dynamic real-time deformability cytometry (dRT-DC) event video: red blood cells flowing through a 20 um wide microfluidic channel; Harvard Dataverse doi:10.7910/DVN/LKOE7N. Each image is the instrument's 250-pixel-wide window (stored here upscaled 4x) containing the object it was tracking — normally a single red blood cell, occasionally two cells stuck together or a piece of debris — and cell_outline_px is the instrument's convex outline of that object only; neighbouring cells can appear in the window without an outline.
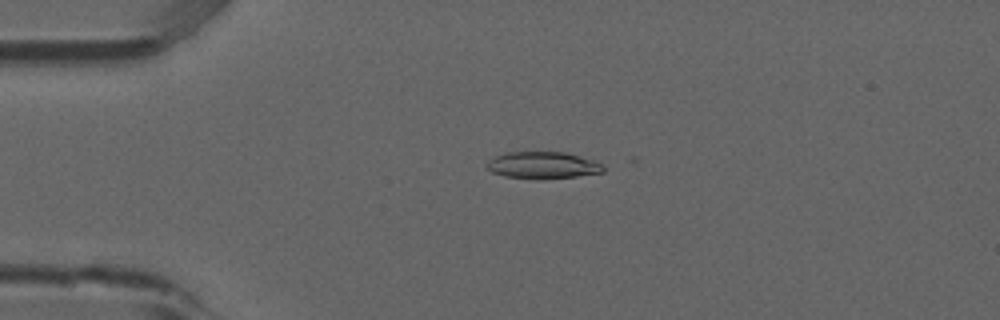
{"species": "common noctule bat (a hibernating species)", "species_latin": "Nyctalus noctula", "temperature_condition": "room temperature", "stored_images_in_passage": 5, "camera_frame_rate_fps": 3000, "um_per_image_px": 0.085, "animal": {"sex": "male", "forearm_length_mm": 52.5}, "frame": {"image": 1, "passage_image": 4, "time_ms": 1.0, "image_size_px": [1000, 320], "cell_outline_px": [[604, 172], [576, 176], [540, 180], [536, 180], [504, 176], [492, 172], [484, 164], [488, 160], [504, 152], [564, 152], [580, 156], [604, 164]], "centroid_in_image_um": [46.11, 14.05], "position_along_channel_um": 38.9, "area_um2": 18.5}}